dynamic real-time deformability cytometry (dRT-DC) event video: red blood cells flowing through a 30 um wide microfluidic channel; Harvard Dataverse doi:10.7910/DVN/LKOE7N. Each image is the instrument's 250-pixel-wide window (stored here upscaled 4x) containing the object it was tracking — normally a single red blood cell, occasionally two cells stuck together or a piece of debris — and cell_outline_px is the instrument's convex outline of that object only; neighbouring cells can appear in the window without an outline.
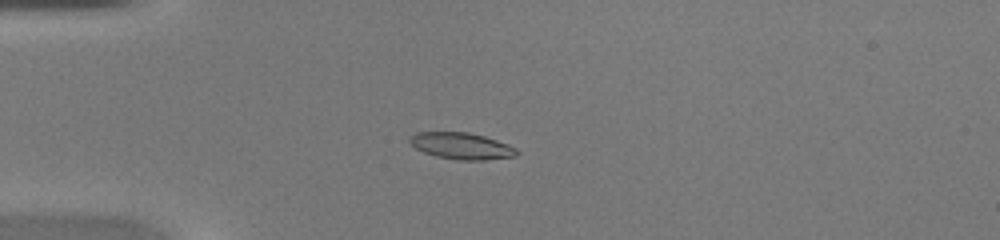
{"species": "common noctule bat (a hibernating species)", "species_latin": "Nyctalus noctula", "temperature_condition": "warm", "stored_images_in_passage": 50, "camera_frame_rate_fps": 3000, "um_per_image_px": 0.085, "animal": {"sex": "female", "body_mass_g": 20.0, "forearm_length_mm": 54.0}, "frame": {"image": 1, "passage_image": 14, "time_ms": 4.333, "image_size_px": [1000, 240], "cell_outline_px": [[520, 152], [516, 156], [484, 160], [456, 160], [436, 156], [424, 152], [408, 144], [408, 136], [416, 132], [468, 132], [484, 136], [508, 144], [516, 148]], "centroid_in_image_um": [39.2, 12.4], "position_along_channel_um": 45.8, "area_um2": 16.76}}
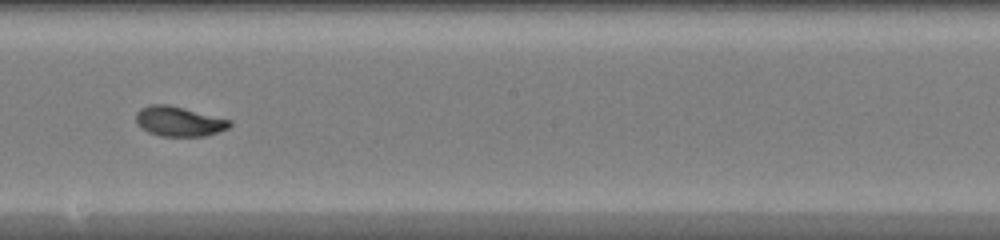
{"frame": {"image": 2, "passage_image": 29, "time_ms": 9.333, "image_size_px": [1000, 240], "cell_outline_px": [[232, 124], [228, 128], [204, 136], [160, 136], [148, 132], [140, 128], [136, 124], [136, 112], [140, 108], [148, 104], [168, 104], [232, 120]], "centroid_in_image_um": [15.17, 10.31], "position_along_channel_um": 233.0, "area_um2": 16.42}}
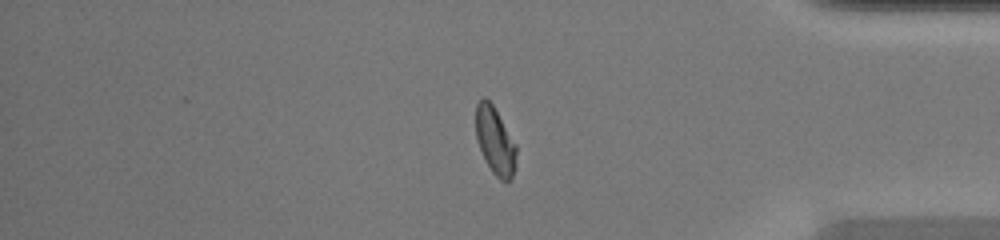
{"frame": {"image": 3, "passage_image": 42, "time_ms": 13.667, "image_size_px": [1000, 240], "cell_outline_px": [[516, 168], [512, 176], [508, 180], [500, 180], [492, 172], [480, 148], [476, 136], [476, 104], [484, 96], [492, 104], [516, 144]], "centroid_in_image_um": [42.09, 11.97], "position_along_channel_um": 393.1, "area_um2": 15.61}, "authors_computed_cell_mechanics": {"area_um2": 16.1551, "velocity_mm_per_s": 4.2191, "shape_relaxation_time_tau1_ms": 3.4493, "shape_relaxation_time_tau2_ms": 0.9449, "deformation_change_tau1": 0.1747, "deformation_change_tau2": 0.0302}}